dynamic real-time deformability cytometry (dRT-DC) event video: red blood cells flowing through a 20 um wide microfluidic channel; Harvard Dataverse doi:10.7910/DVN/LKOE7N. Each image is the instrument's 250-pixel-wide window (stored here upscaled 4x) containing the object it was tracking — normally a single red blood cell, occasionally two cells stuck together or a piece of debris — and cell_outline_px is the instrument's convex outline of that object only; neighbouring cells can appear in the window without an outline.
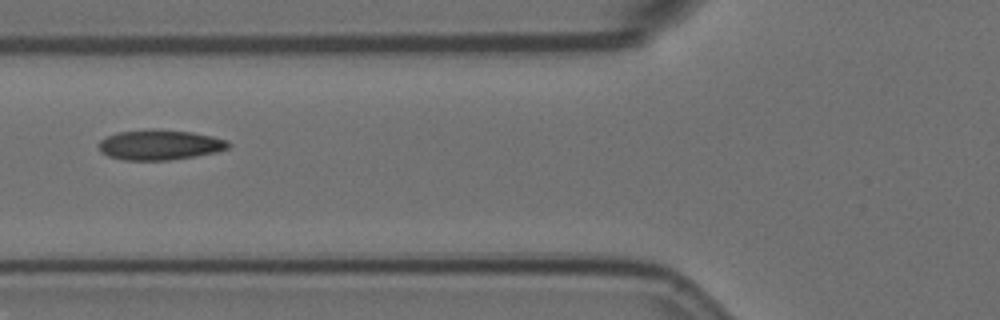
{"species": "Egyptian fruit bat (a non-hibernating species)", "species_latin": "Rousettus aegyptiacus", "temperature_condition": "room temperature", "stored_images_in_passage": 7, "camera_frame_rate_fps": 3000, "um_per_image_px": 0.085, "animal": {"sex": "female"}, "frame": {"image": 1, "passage_image": 3, "time_ms": 0.667, "image_size_px": [1000, 320], "cell_outline_px": [[232, 144], [228, 148], [216, 152], [196, 156], [168, 160], [124, 160], [108, 156], [100, 152], [100, 140], [108, 136], [120, 132], [152, 128], [192, 132], [212, 136], [228, 140]], "centroid_in_image_um": [13.61, 12.31], "position_along_channel_um": 112.2, "area_um2": 22.83}}
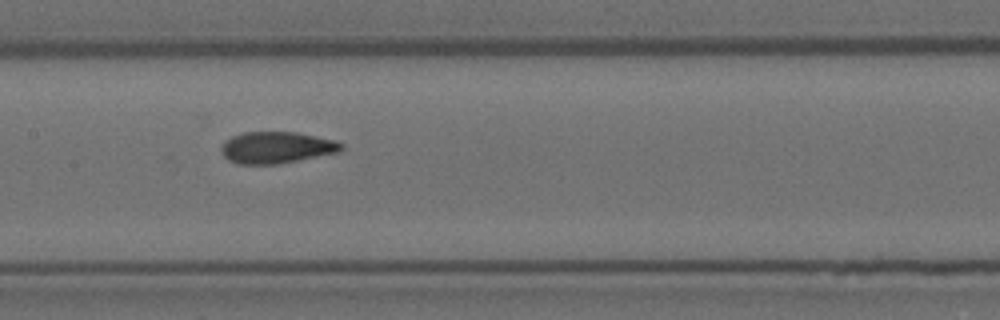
{"frame": {"image": 2, "passage_image": 5, "time_ms": 1.333, "image_size_px": [1000, 320], "cell_outline_px": [[344, 148], [340, 152], [276, 164], [240, 164], [228, 160], [220, 152], [220, 148], [224, 140], [232, 136], [244, 132], [296, 132], [336, 140], [344, 144]], "centroid_in_image_um": [23.5, 12.53], "position_along_channel_um": 183.9, "area_um2": 22.25}}
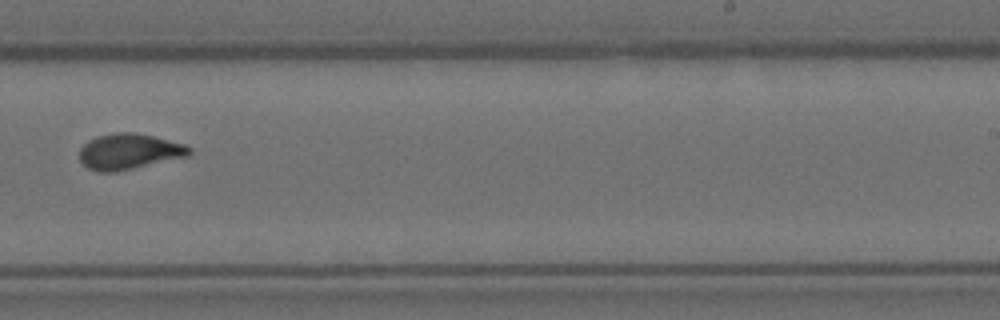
{"frame": {"image": 3, "passage_image": 7, "time_ms": 2.0, "image_size_px": [1000, 320], "cell_outline_px": [[192, 152], [188, 156], [116, 172], [96, 172], [88, 168], [80, 160], [80, 148], [88, 140], [96, 136], [116, 132], [132, 132], [152, 136], [184, 144], [192, 148]], "centroid_in_image_um": [10.95, 12.88], "position_along_channel_um": 278.0, "area_um2": 22.83}}